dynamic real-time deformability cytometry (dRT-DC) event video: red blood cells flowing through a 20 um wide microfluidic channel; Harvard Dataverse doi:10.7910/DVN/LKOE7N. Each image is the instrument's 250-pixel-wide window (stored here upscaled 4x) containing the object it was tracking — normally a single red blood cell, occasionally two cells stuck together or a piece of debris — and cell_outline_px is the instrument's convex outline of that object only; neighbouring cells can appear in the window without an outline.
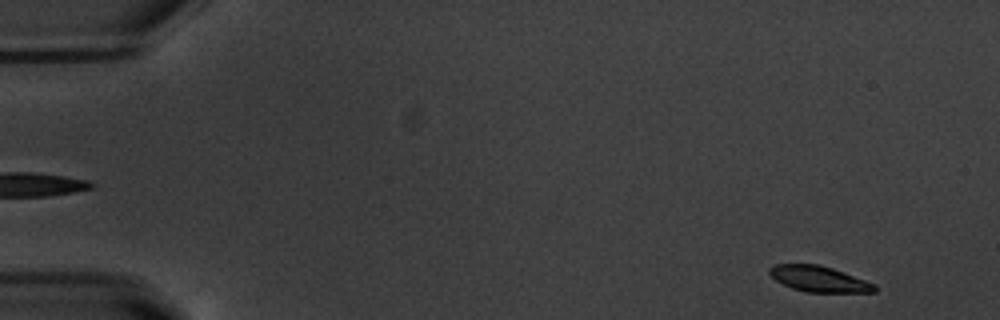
{"species": "common noctule bat (a hibernating species)", "species_latin": "Nyctalus noctula", "temperature_condition": "warm", "stored_images_in_passage": 53, "camera_frame_rate_fps": 3000, "um_per_image_px": 0.085, "animal": {"sex": "male", "body_mass_g": 20.1, "forearm_length_mm": 53.5}, "frame": {"image": 1, "passage_image": 3, "time_ms": 0.667, "image_size_px": [1000, 320], "cell_outline_px": [[876, 292], [804, 292], [792, 288], [776, 280], [768, 272], [768, 268], [776, 264], [820, 264], [832, 268], [876, 284]], "centroid_in_image_um": [69.61, 23.71], "position_along_channel_um": 15.4, "area_um2": 15.72}}
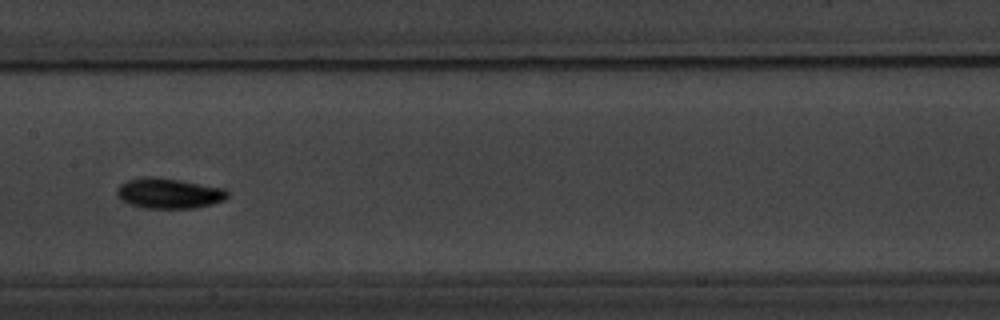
{"frame": {"image": 2, "passage_image": 27, "time_ms": 8.667, "image_size_px": [1000, 320], "cell_outline_px": [[228, 196], [224, 200], [212, 204], [196, 208], [144, 208], [128, 204], [120, 200], [116, 196], [116, 188], [120, 184], [128, 180], [144, 176], [152, 176], [180, 180], [224, 188], [228, 192]], "centroid_in_image_um": [14.31, 16.43], "position_along_channel_um": 193.1, "area_um2": 19.77}}
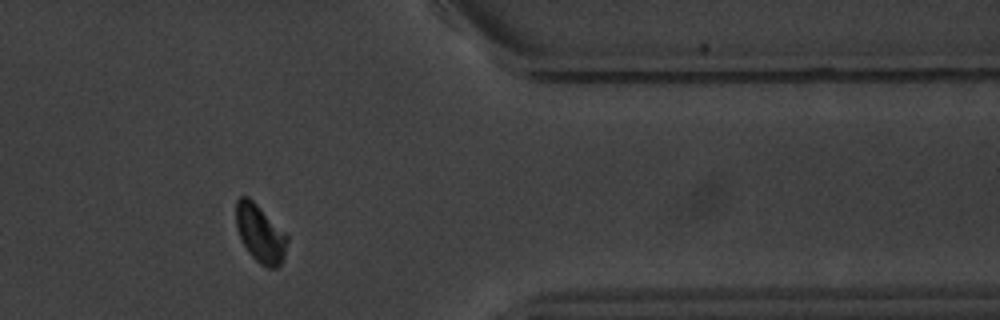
{"frame": {"image": 3, "passage_image": 44, "time_ms": 14.333, "image_size_px": [1000, 320], "cell_outline_px": [[288, 240], [284, 256], [280, 264], [276, 268], [268, 268], [260, 264], [248, 252], [240, 240], [236, 228], [236, 200], [240, 196], [248, 196], [288, 236]], "centroid_in_image_um": [22.09, 19.86], "position_along_channel_um": 389.3, "area_um2": 17.11}, "authors_computed_cell_mechanics": {"area_um2": 17.5134, "velocity_mm_per_s": 3.738, "shape_relaxation_time_tau1_ms": 1.9199, "shape_relaxation_time_tau2_ms": 7.2349, "deformation_change_tau1": 0.122, "deformation_change_tau2": 0.0748}}